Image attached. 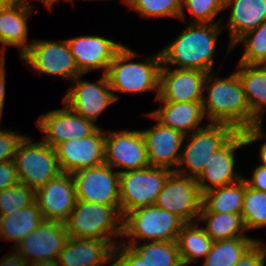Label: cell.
I'll return each instance as SVG.
<instances>
[{"label":"cell","mask_w":266,"mask_h":266,"mask_svg":"<svg viewBox=\"0 0 266 266\" xmlns=\"http://www.w3.org/2000/svg\"><path fill=\"white\" fill-rule=\"evenodd\" d=\"M114 247L109 240L69 237L57 263L60 266H102L112 261Z\"/></svg>","instance_id":"22"},{"label":"cell","mask_w":266,"mask_h":266,"mask_svg":"<svg viewBox=\"0 0 266 266\" xmlns=\"http://www.w3.org/2000/svg\"><path fill=\"white\" fill-rule=\"evenodd\" d=\"M105 134L97 128L91 135L57 144L54 149L61 172L73 173L105 163Z\"/></svg>","instance_id":"13"},{"label":"cell","mask_w":266,"mask_h":266,"mask_svg":"<svg viewBox=\"0 0 266 266\" xmlns=\"http://www.w3.org/2000/svg\"><path fill=\"white\" fill-rule=\"evenodd\" d=\"M64 106L63 109L41 115L37 121L40 131L46 134L43 142L53 148L63 141L89 136L98 128L94 122L80 116L68 105Z\"/></svg>","instance_id":"19"},{"label":"cell","mask_w":266,"mask_h":266,"mask_svg":"<svg viewBox=\"0 0 266 266\" xmlns=\"http://www.w3.org/2000/svg\"><path fill=\"white\" fill-rule=\"evenodd\" d=\"M245 187L246 180L242 178L231 185L211 189L203 194V204L211 212L241 214Z\"/></svg>","instance_id":"28"},{"label":"cell","mask_w":266,"mask_h":266,"mask_svg":"<svg viewBox=\"0 0 266 266\" xmlns=\"http://www.w3.org/2000/svg\"><path fill=\"white\" fill-rule=\"evenodd\" d=\"M19 183L14 160L0 162V191Z\"/></svg>","instance_id":"42"},{"label":"cell","mask_w":266,"mask_h":266,"mask_svg":"<svg viewBox=\"0 0 266 266\" xmlns=\"http://www.w3.org/2000/svg\"><path fill=\"white\" fill-rule=\"evenodd\" d=\"M23 137L14 131L0 130V162L14 160L16 148Z\"/></svg>","instance_id":"39"},{"label":"cell","mask_w":266,"mask_h":266,"mask_svg":"<svg viewBox=\"0 0 266 266\" xmlns=\"http://www.w3.org/2000/svg\"><path fill=\"white\" fill-rule=\"evenodd\" d=\"M35 201L45 220L65 222L77 202L72 174L61 172L49 180L35 191Z\"/></svg>","instance_id":"16"},{"label":"cell","mask_w":266,"mask_h":266,"mask_svg":"<svg viewBox=\"0 0 266 266\" xmlns=\"http://www.w3.org/2000/svg\"><path fill=\"white\" fill-rule=\"evenodd\" d=\"M261 151H260V159L262 160V165L266 166V142L264 144H262V146L260 147Z\"/></svg>","instance_id":"47"},{"label":"cell","mask_w":266,"mask_h":266,"mask_svg":"<svg viewBox=\"0 0 266 266\" xmlns=\"http://www.w3.org/2000/svg\"><path fill=\"white\" fill-rule=\"evenodd\" d=\"M35 201V191L27 185L16 184L0 191V217L15 214Z\"/></svg>","instance_id":"35"},{"label":"cell","mask_w":266,"mask_h":266,"mask_svg":"<svg viewBox=\"0 0 266 266\" xmlns=\"http://www.w3.org/2000/svg\"><path fill=\"white\" fill-rule=\"evenodd\" d=\"M130 8L146 17L184 18L182 0H123Z\"/></svg>","instance_id":"34"},{"label":"cell","mask_w":266,"mask_h":266,"mask_svg":"<svg viewBox=\"0 0 266 266\" xmlns=\"http://www.w3.org/2000/svg\"><path fill=\"white\" fill-rule=\"evenodd\" d=\"M14 162L19 182L34 191L61 173L55 149L24 135L16 148Z\"/></svg>","instance_id":"5"},{"label":"cell","mask_w":266,"mask_h":266,"mask_svg":"<svg viewBox=\"0 0 266 266\" xmlns=\"http://www.w3.org/2000/svg\"><path fill=\"white\" fill-rule=\"evenodd\" d=\"M15 216L21 223L23 239L26 238L44 220L36 201L24 209H18Z\"/></svg>","instance_id":"37"},{"label":"cell","mask_w":266,"mask_h":266,"mask_svg":"<svg viewBox=\"0 0 266 266\" xmlns=\"http://www.w3.org/2000/svg\"><path fill=\"white\" fill-rule=\"evenodd\" d=\"M197 226L195 223H185L177 235L176 243L183 266L197 261L198 257L205 258L214 242L204 228H197Z\"/></svg>","instance_id":"29"},{"label":"cell","mask_w":266,"mask_h":266,"mask_svg":"<svg viewBox=\"0 0 266 266\" xmlns=\"http://www.w3.org/2000/svg\"><path fill=\"white\" fill-rule=\"evenodd\" d=\"M136 55L125 46L115 54L106 72L112 91L136 93L159 90L160 52L142 63L127 62Z\"/></svg>","instance_id":"4"},{"label":"cell","mask_w":266,"mask_h":266,"mask_svg":"<svg viewBox=\"0 0 266 266\" xmlns=\"http://www.w3.org/2000/svg\"><path fill=\"white\" fill-rule=\"evenodd\" d=\"M206 219L208 224L204 230L213 241L246 237L244 231L247 230L241 214L211 212L203 204L198 220Z\"/></svg>","instance_id":"27"},{"label":"cell","mask_w":266,"mask_h":266,"mask_svg":"<svg viewBox=\"0 0 266 266\" xmlns=\"http://www.w3.org/2000/svg\"><path fill=\"white\" fill-rule=\"evenodd\" d=\"M70 51L82 75L92 69H104L106 74L115 54L123 45L100 36L67 39Z\"/></svg>","instance_id":"20"},{"label":"cell","mask_w":266,"mask_h":266,"mask_svg":"<svg viewBox=\"0 0 266 266\" xmlns=\"http://www.w3.org/2000/svg\"><path fill=\"white\" fill-rule=\"evenodd\" d=\"M164 105L149 116L162 125L177 130L187 136L188 131L200 129L198 125L204 119L202 102L160 101ZM198 126V127H197Z\"/></svg>","instance_id":"24"},{"label":"cell","mask_w":266,"mask_h":266,"mask_svg":"<svg viewBox=\"0 0 266 266\" xmlns=\"http://www.w3.org/2000/svg\"><path fill=\"white\" fill-rule=\"evenodd\" d=\"M42 2L45 3V5L48 7V0H41Z\"/></svg>","instance_id":"50"},{"label":"cell","mask_w":266,"mask_h":266,"mask_svg":"<svg viewBox=\"0 0 266 266\" xmlns=\"http://www.w3.org/2000/svg\"><path fill=\"white\" fill-rule=\"evenodd\" d=\"M172 171L174 170L152 166L132 171H119L122 218L137 208L154 205Z\"/></svg>","instance_id":"7"},{"label":"cell","mask_w":266,"mask_h":266,"mask_svg":"<svg viewBox=\"0 0 266 266\" xmlns=\"http://www.w3.org/2000/svg\"><path fill=\"white\" fill-rule=\"evenodd\" d=\"M81 76L74 79L77 85L71 88L63 98V103L68 105L80 116L95 121L99 114L110 104L117 100L112 93L106 74L96 83L79 80Z\"/></svg>","instance_id":"18"},{"label":"cell","mask_w":266,"mask_h":266,"mask_svg":"<svg viewBox=\"0 0 266 266\" xmlns=\"http://www.w3.org/2000/svg\"><path fill=\"white\" fill-rule=\"evenodd\" d=\"M5 59L0 61V119L3 113V106L5 101Z\"/></svg>","instance_id":"45"},{"label":"cell","mask_w":266,"mask_h":266,"mask_svg":"<svg viewBox=\"0 0 266 266\" xmlns=\"http://www.w3.org/2000/svg\"><path fill=\"white\" fill-rule=\"evenodd\" d=\"M237 130L226 123L211 122L205 127L190 134V142L181 152L179 166L186 165L192 174L190 177L196 179L205 168L211 156L220 149Z\"/></svg>","instance_id":"10"},{"label":"cell","mask_w":266,"mask_h":266,"mask_svg":"<svg viewBox=\"0 0 266 266\" xmlns=\"http://www.w3.org/2000/svg\"><path fill=\"white\" fill-rule=\"evenodd\" d=\"M266 258V247L262 248L260 241H256L243 256L238 260L235 266H264Z\"/></svg>","instance_id":"41"},{"label":"cell","mask_w":266,"mask_h":266,"mask_svg":"<svg viewBox=\"0 0 266 266\" xmlns=\"http://www.w3.org/2000/svg\"><path fill=\"white\" fill-rule=\"evenodd\" d=\"M219 23H191L186 30L160 52L162 65L174 64L181 69H196L210 73Z\"/></svg>","instance_id":"2"},{"label":"cell","mask_w":266,"mask_h":266,"mask_svg":"<svg viewBox=\"0 0 266 266\" xmlns=\"http://www.w3.org/2000/svg\"><path fill=\"white\" fill-rule=\"evenodd\" d=\"M31 7L32 5H28L25 0L5 2L0 7V43L18 46L21 57L31 45H25L28 34L26 20L30 18Z\"/></svg>","instance_id":"23"},{"label":"cell","mask_w":266,"mask_h":266,"mask_svg":"<svg viewBox=\"0 0 266 266\" xmlns=\"http://www.w3.org/2000/svg\"><path fill=\"white\" fill-rule=\"evenodd\" d=\"M142 135L150 166L166 169L171 165L178 167L180 148L185 139L183 133L158 122L154 127L143 130Z\"/></svg>","instance_id":"21"},{"label":"cell","mask_w":266,"mask_h":266,"mask_svg":"<svg viewBox=\"0 0 266 266\" xmlns=\"http://www.w3.org/2000/svg\"><path fill=\"white\" fill-rule=\"evenodd\" d=\"M68 238L69 235L64 222L44 219L37 228L14 248L29 264L40 260H57Z\"/></svg>","instance_id":"14"},{"label":"cell","mask_w":266,"mask_h":266,"mask_svg":"<svg viewBox=\"0 0 266 266\" xmlns=\"http://www.w3.org/2000/svg\"><path fill=\"white\" fill-rule=\"evenodd\" d=\"M0 266H29L28 261L16 251L0 261Z\"/></svg>","instance_id":"44"},{"label":"cell","mask_w":266,"mask_h":266,"mask_svg":"<svg viewBox=\"0 0 266 266\" xmlns=\"http://www.w3.org/2000/svg\"><path fill=\"white\" fill-rule=\"evenodd\" d=\"M0 237L15 241V246L23 239L22 226L15 214L0 217Z\"/></svg>","instance_id":"40"},{"label":"cell","mask_w":266,"mask_h":266,"mask_svg":"<svg viewBox=\"0 0 266 266\" xmlns=\"http://www.w3.org/2000/svg\"><path fill=\"white\" fill-rule=\"evenodd\" d=\"M4 51H5V48H3L2 50H1V52H0V61L2 60V59H5V55L3 54L4 53Z\"/></svg>","instance_id":"49"},{"label":"cell","mask_w":266,"mask_h":266,"mask_svg":"<svg viewBox=\"0 0 266 266\" xmlns=\"http://www.w3.org/2000/svg\"><path fill=\"white\" fill-rule=\"evenodd\" d=\"M126 243L127 242L123 243V248L122 245L118 244L114 247L112 261L116 258L117 260L110 266H147L145 260H143L130 246H127Z\"/></svg>","instance_id":"38"},{"label":"cell","mask_w":266,"mask_h":266,"mask_svg":"<svg viewBox=\"0 0 266 266\" xmlns=\"http://www.w3.org/2000/svg\"><path fill=\"white\" fill-rule=\"evenodd\" d=\"M5 2L3 0H0V7L4 4Z\"/></svg>","instance_id":"51"},{"label":"cell","mask_w":266,"mask_h":266,"mask_svg":"<svg viewBox=\"0 0 266 266\" xmlns=\"http://www.w3.org/2000/svg\"><path fill=\"white\" fill-rule=\"evenodd\" d=\"M256 241L249 237L214 241L203 266H235Z\"/></svg>","instance_id":"30"},{"label":"cell","mask_w":266,"mask_h":266,"mask_svg":"<svg viewBox=\"0 0 266 266\" xmlns=\"http://www.w3.org/2000/svg\"><path fill=\"white\" fill-rule=\"evenodd\" d=\"M30 265L31 266H60L57 263V260H40V261L31 262Z\"/></svg>","instance_id":"46"},{"label":"cell","mask_w":266,"mask_h":266,"mask_svg":"<svg viewBox=\"0 0 266 266\" xmlns=\"http://www.w3.org/2000/svg\"><path fill=\"white\" fill-rule=\"evenodd\" d=\"M20 58L30 64V69L46 75H58L69 80L82 76L67 40L59 43L34 40L29 50Z\"/></svg>","instance_id":"12"},{"label":"cell","mask_w":266,"mask_h":266,"mask_svg":"<svg viewBox=\"0 0 266 266\" xmlns=\"http://www.w3.org/2000/svg\"><path fill=\"white\" fill-rule=\"evenodd\" d=\"M241 41H244L246 50L239 63L266 64V21L240 37L232 46V49Z\"/></svg>","instance_id":"33"},{"label":"cell","mask_w":266,"mask_h":266,"mask_svg":"<svg viewBox=\"0 0 266 266\" xmlns=\"http://www.w3.org/2000/svg\"><path fill=\"white\" fill-rule=\"evenodd\" d=\"M77 200L120 205V173L102 164L72 173Z\"/></svg>","instance_id":"11"},{"label":"cell","mask_w":266,"mask_h":266,"mask_svg":"<svg viewBox=\"0 0 266 266\" xmlns=\"http://www.w3.org/2000/svg\"><path fill=\"white\" fill-rule=\"evenodd\" d=\"M135 242L133 239L127 246L145 260L147 266H183L176 241H151L143 246L134 245Z\"/></svg>","instance_id":"31"},{"label":"cell","mask_w":266,"mask_h":266,"mask_svg":"<svg viewBox=\"0 0 266 266\" xmlns=\"http://www.w3.org/2000/svg\"><path fill=\"white\" fill-rule=\"evenodd\" d=\"M247 185L255 190L266 192V166L259 165L253 173L252 180Z\"/></svg>","instance_id":"43"},{"label":"cell","mask_w":266,"mask_h":266,"mask_svg":"<svg viewBox=\"0 0 266 266\" xmlns=\"http://www.w3.org/2000/svg\"><path fill=\"white\" fill-rule=\"evenodd\" d=\"M105 136V164L132 171L150 166L142 131L110 132Z\"/></svg>","instance_id":"17"},{"label":"cell","mask_w":266,"mask_h":266,"mask_svg":"<svg viewBox=\"0 0 266 266\" xmlns=\"http://www.w3.org/2000/svg\"><path fill=\"white\" fill-rule=\"evenodd\" d=\"M183 5L193 13L195 20L192 23H209L225 8V0H182Z\"/></svg>","instance_id":"36"},{"label":"cell","mask_w":266,"mask_h":266,"mask_svg":"<svg viewBox=\"0 0 266 266\" xmlns=\"http://www.w3.org/2000/svg\"><path fill=\"white\" fill-rule=\"evenodd\" d=\"M207 74L196 69L170 71L165 65L161 66L156 101L202 102Z\"/></svg>","instance_id":"15"},{"label":"cell","mask_w":266,"mask_h":266,"mask_svg":"<svg viewBox=\"0 0 266 266\" xmlns=\"http://www.w3.org/2000/svg\"><path fill=\"white\" fill-rule=\"evenodd\" d=\"M57 0H48V8L51 9V7L54 5V3L56 2Z\"/></svg>","instance_id":"48"},{"label":"cell","mask_w":266,"mask_h":266,"mask_svg":"<svg viewBox=\"0 0 266 266\" xmlns=\"http://www.w3.org/2000/svg\"><path fill=\"white\" fill-rule=\"evenodd\" d=\"M228 6H231L227 24L231 32L230 50L240 37L266 21V0H225V8Z\"/></svg>","instance_id":"25"},{"label":"cell","mask_w":266,"mask_h":266,"mask_svg":"<svg viewBox=\"0 0 266 266\" xmlns=\"http://www.w3.org/2000/svg\"><path fill=\"white\" fill-rule=\"evenodd\" d=\"M122 236L151 241H176L185 222L176 214L154 205L137 208L123 217Z\"/></svg>","instance_id":"8"},{"label":"cell","mask_w":266,"mask_h":266,"mask_svg":"<svg viewBox=\"0 0 266 266\" xmlns=\"http://www.w3.org/2000/svg\"><path fill=\"white\" fill-rule=\"evenodd\" d=\"M241 215L246 230L266 226V192L255 190L246 183Z\"/></svg>","instance_id":"32"},{"label":"cell","mask_w":266,"mask_h":266,"mask_svg":"<svg viewBox=\"0 0 266 266\" xmlns=\"http://www.w3.org/2000/svg\"><path fill=\"white\" fill-rule=\"evenodd\" d=\"M262 66V67H259ZM237 75L241 81L251 113L261 121L266 106V64L239 63ZM259 67V68H257Z\"/></svg>","instance_id":"26"},{"label":"cell","mask_w":266,"mask_h":266,"mask_svg":"<svg viewBox=\"0 0 266 266\" xmlns=\"http://www.w3.org/2000/svg\"><path fill=\"white\" fill-rule=\"evenodd\" d=\"M264 136L266 137L263 135L261 125L237 131L211 156L201 174L195 179L201 193L204 194L211 189L231 185L241 180L242 177L234 173L235 150Z\"/></svg>","instance_id":"6"},{"label":"cell","mask_w":266,"mask_h":266,"mask_svg":"<svg viewBox=\"0 0 266 266\" xmlns=\"http://www.w3.org/2000/svg\"><path fill=\"white\" fill-rule=\"evenodd\" d=\"M122 221L120 205L77 200L75 208L64 223L70 238L109 240L116 246L110 237L122 236Z\"/></svg>","instance_id":"3"},{"label":"cell","mask_w":266,"mask_h":266,"mask_svg":"<svg viewBox=\"0 0 266 266\" xmlns=\"http://www.w3.org/2000/svg\"><path fill=\"white\" fill-rule=\"evenodd\" d=\"M209 74L204 84V90L209 92L208 97L202 100L204 115L208 113L211 122L226 123L237 131L259 125L260 121L251 113L237 72L227 79L217 78L212 83L213 77Z\"/></svg>","instance_id":"1"},{"label":"cell","mask_w":266,"mask_h":266,"mask_svg":"<svg viewBox=\"0 0 266 266\" xmlns=\"http://www.w3.org/2000/svg\"><path fill=\"white\" fill-rule=\"evenodd\" d=\"M4 2H12V1H14V0H3Z\"/></svg>","instance_id":"52"},{"label":"cell","mask_w":266,"mask_h":266,"mask_svg":"<svg viewBox=\"0 0 266 266\" xmlns=\"http://www.w3.org/2000/svg\"><path fill=\"white\" fill-rule=\"evenodd\" d=\"M185 169H175L166 179L155 205L176 214L185 223H194L200 216L203 194L194 178L186 177Z\"/></svg>","instance_id":"9"}]
</instances>
